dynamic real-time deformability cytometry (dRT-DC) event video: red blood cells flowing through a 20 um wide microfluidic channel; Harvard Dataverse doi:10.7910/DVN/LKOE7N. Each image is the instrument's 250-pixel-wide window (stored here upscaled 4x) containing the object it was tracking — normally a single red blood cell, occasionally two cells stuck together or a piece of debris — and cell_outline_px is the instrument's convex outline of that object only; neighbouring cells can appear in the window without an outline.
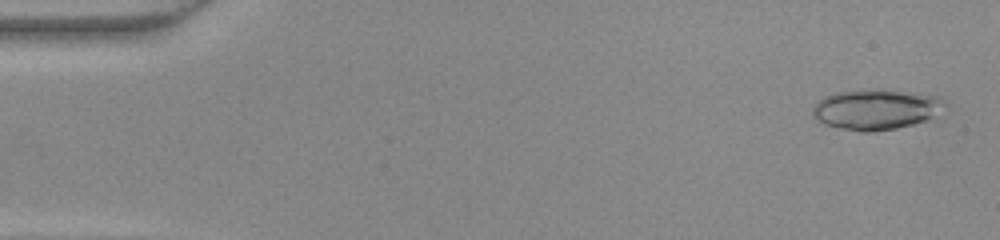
{"species": "common noctule bat (a hibernating species)", "species_latin": "Nyctalus noctula", "temperature_condition": "warm", "stored_images_in_passage": 48, "camera_frame_rate_fps": 3000, "um_per_image_px": 0.085, "animal": {"sex": "female", "body_mass_g": 22.0, "forearm_length_mm": 56.7}, "frame": {"image": 1, "passage_image": 2, "time_ms": 0.333, "image_size_px": [1000, 240], "cell_outline_px": [[944, 104], [924, 120], [912, 124], [896, 128], [872, 132], [860, 132], [840, 128], [824, 124], [816, 120], [812, 116], [812, 108], [824, 96], [836, 92], [872, 88], [892, 88], [936, 96]], "centroid_in_image_um": [74.34, 9.27], "position_along_channel_um": 10.7, "area_um2": 30.98}}
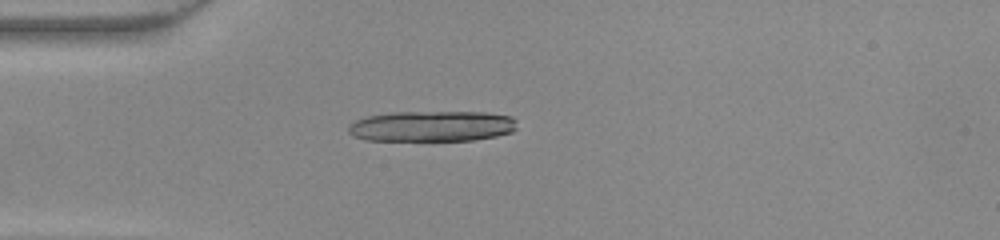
{"frame": {"image": 2, "passage_image": 13, "time_ms": 4.0, "image_size_px": [1000, 240], "cell_outline_px": [[516, 128], [512, 132], [496, 136], [472, 140], [364, 140], [352, 136], [348, 132], [348, 124], [356, 120], [368, 116], [392, 112], [484, 112], [512, 116], [516, 120]], "centroid_in_image_um": [36.7, 10.72], "position_along_channel_um": 48.3, "area_um2": 30.29}}